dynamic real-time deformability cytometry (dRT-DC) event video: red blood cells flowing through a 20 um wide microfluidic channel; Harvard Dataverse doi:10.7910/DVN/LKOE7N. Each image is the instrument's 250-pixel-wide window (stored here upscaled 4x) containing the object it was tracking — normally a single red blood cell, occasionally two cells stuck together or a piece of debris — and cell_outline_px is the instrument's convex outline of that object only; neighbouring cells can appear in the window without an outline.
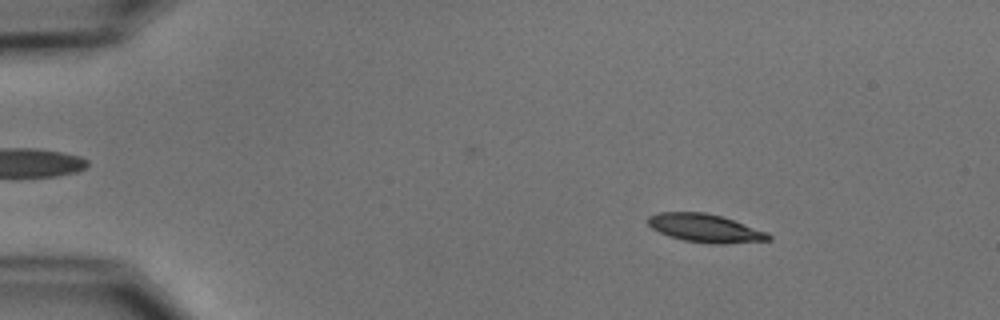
{"species": "common noctule bat (a hibernating species)", "species_latin": "Nyctalus noctula", "temperature_condition": "cold", "stored_images_in_passage": 54, "camera_frame_rate_fps": 3000, "um_per_image_px": 0.085, "animal": {"sex": "male", "body_mass_g": 15.6}, "frame": {"image": 1, "passage_image": 8, "time_ms": 2.333, "image_size_px": [1000, 320], "cell_outline_px": [[772, 240], [724, 244], [712, 244], [684, 240], [660, 232], [652, 228], [648, 224], [648, 216], [660, 212], [704, 212], [720, 216], [768, 232], [772, 236]], "centroid_in_image_um": [59.97, 19.4], "position_along_channel_um": 25.0, "area_um2": 19.65}}
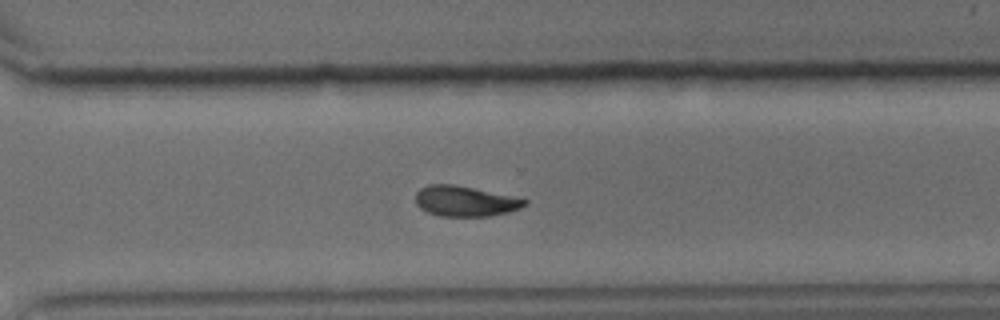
{"frame": {"image": 2, "passage_image": 39, "time_ms": 12.667, "image_size_px": [1000, 320], "cell_outline_px": [[528, 204], [520, 208], [508, 212], [492, 216], [440, 216], [428, 212], [420, 208], [416, 204], [416, 192], [420, 188], [428, 184], [452, 184], [472, 188], [528, 200]], "centroid_in_image_um": [39.5, 17.11], "position_along_channel_um": 331.1, "area_um2": 19.13}}
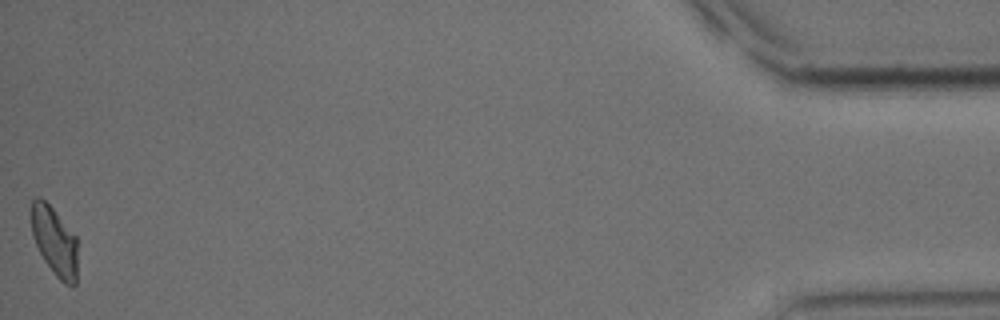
{"frame": {"image": 3, "passage_image": 54, "time_ms": 17.667, "image_size_px": [1000, 320], "cell_outline_px": [[76, 284], [72, 288], [64, 284], [52, 272], [44, 260], [32, 236], [32, 200], [36, 196], [40, 196], [52, 208], [76, 236]], "centroid_in_image_um": [4.64, 20.54], "position_along_channel_um": 430.6, "area_um2": 18.38}, "authors_computed_cell_mechanics": {"area_um2": 19.7676, "velocity_mm_per_s": 3.7324, "shape_relaxation_time_tau1_ms": 2.9722, "shape_relaxation_time_tau2_ms": null, "deformation_change_tau1": 0.1224, "deformation_change_tau2": null}}